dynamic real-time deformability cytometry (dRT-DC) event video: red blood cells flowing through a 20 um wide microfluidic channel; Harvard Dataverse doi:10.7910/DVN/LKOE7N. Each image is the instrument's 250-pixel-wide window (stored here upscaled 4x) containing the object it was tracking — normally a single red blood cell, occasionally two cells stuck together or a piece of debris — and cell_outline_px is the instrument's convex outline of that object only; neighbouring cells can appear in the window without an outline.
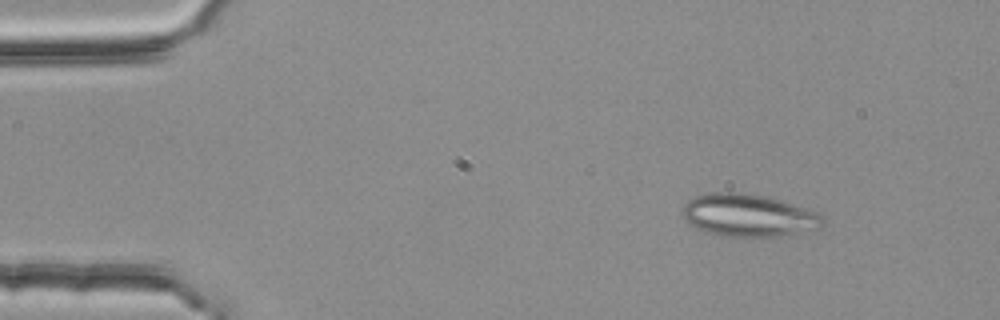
{"species": "common noctule bat (a hibernating species)", "species_latin": "Nyctalus noctula", "temperature_condition": "room temperature", "stored_images_in_passage": 47, "segment_of_instrument_passage": [1, 2], "camera_frame_rate_fps": 3000, "um_per_image_px": 0.085, "animal": {"sex": "female", "body_mass_g": 25.1}, "frame": {"image": 1, "passage_image": 1, "time_ms": 0.0, "image_size_px": [1000, 320], "cell_outline_px": [[824, 224], [820, 228], [772, 236], [724, 236], [704, 232], [688, 224], [684, 220], [680, 212], [684, 204], [688, 200], [696, 196], [708, 192], [740, 192], [768, 196], [816, 212], [824, 216]], "centroid_in_image_um": [63.54, 18.29], "position_along_channel_um": 21.5, "area_um2": 34.8}}